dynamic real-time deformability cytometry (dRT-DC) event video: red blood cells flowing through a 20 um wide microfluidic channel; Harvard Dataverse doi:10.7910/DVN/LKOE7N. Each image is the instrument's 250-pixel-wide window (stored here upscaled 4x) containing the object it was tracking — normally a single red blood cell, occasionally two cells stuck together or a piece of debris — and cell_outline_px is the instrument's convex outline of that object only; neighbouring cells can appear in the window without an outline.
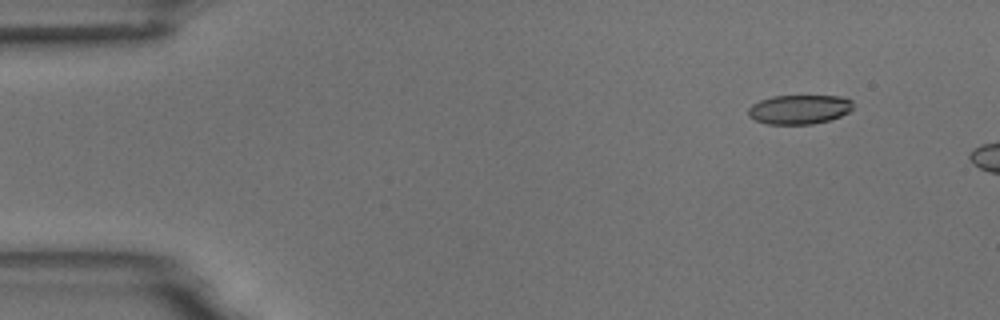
{"species": "common noctule bat (a hibernating species)", "species_latin": "Nyctalus noctula", "temperature_condition": "room temperature", "stored_images_in_passage": 4, "camera_frame_rate_fps": 3000, "um_per_image_px": 0.085, "animal": {"sex": "male", "body_mass_g": 18.8}, "frame": {"image": 1, "passage_image": 2, "time_ms": 1.333, "image_size_px": [1000, 320], "cell_outline_px": [[852, 108], [848, 112], [840, 116], [828, 120], [812, 124], [768, 124], [756, 120], [748, 116], [748, 108], [752, 104], [760, 100], [772, 96], [840, 96], [852, 100]], "centroid_in_image_um": [67.92, 9.29], "position_along_channel_um": 17.1, "area_um2": 17.8}}